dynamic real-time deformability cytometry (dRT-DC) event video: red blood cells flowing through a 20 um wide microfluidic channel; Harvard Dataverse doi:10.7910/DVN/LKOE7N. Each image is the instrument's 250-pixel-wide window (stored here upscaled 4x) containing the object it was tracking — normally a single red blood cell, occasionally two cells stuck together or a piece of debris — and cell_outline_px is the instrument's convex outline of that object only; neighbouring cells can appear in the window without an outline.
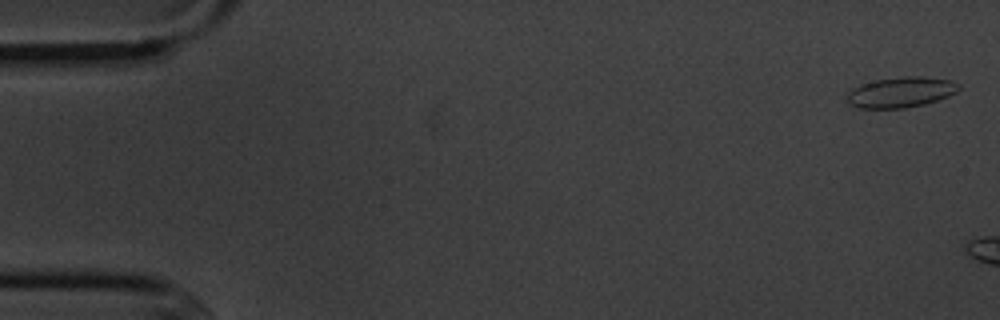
{"species": "common noctule bat (a hibernating species)", "species_latin": "Nyctalus noctula", "temperature_condition": "cold", "stored_images_in_passage": 7, "camera_frame_rate_fps": 3000, "um_per_image_px": 0.085, "animal": {"sex": "male", "body_mass_g": 20.1, "forearm_length_mm": 53.5}, "frame": {"image": 1, "passage_image": 1, "time_ms": 0.0, "image_size_px": [1000, 320], "cell_outline_px": [[960, 88], [956, 92], [948, 96], [924, 104], [904, 108], [860, 108], [848, 104], [848, 92], [852, 88], [860, 84], [876, 80], [904, 76], [920, 76], [948, 80], [960, 84]], "centroid_in_image_um": [76.55, 7.84], "position_along_channel_um": 8.4, "area_um2": 19.71}}